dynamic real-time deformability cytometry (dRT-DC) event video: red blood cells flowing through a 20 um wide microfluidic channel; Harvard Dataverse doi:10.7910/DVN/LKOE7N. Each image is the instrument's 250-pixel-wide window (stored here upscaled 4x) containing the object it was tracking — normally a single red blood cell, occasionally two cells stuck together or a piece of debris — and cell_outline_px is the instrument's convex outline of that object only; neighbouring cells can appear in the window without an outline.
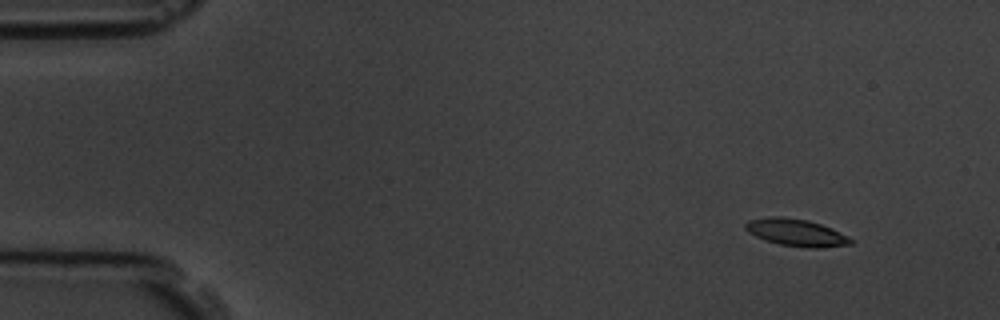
{"species": "common noctule bat (a hibernating species)", "species_latin": "Nyctalus noctula", "temperature_condition": "room temperature", "stored_images_in_passage": 9, "camera_frame_rate_fps": 3000, "um_per_image_px": 0.085, "animal": {"sex": "male", "body_mass_g": 19.5, "forearm_length_mm": 54.6}, "frame": {"image": 1, "passage_image": 1, "time_ms": 0.0, "image_size_px": [1000, 320], "cell_outline_px": [[852, 244], [816, 248], [812, 248], [780, 244], [756, 236], [748, 232], [744, 228], [744, 224], [748, 220], [768, 216], [780, 216], [808, 220], [832, 228], [848, 236], [852, 240]], "centroid_in_image_um": [67.66, 19.74], "position_along_channel_um": 17.3, "area_um2": 16.53}}
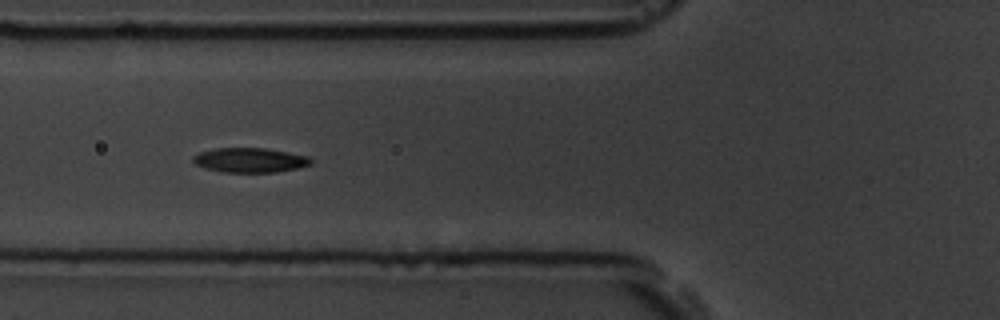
{"frame": {"image": 2, "passage_image": 6, "time_ms": 5.333, "image_size_px": [1000, 320], "cell_outline_px": [[312, 164], [296, 168], [276, 172], [224, 172], [204, 168], [196, 164], [192, 160], [192, 156], [200, 152], [216, 148], [264, 148], [288, 152], [308, 156], [312, 160]], "centroid_in_image_um": [21.23, 13.61], "position_along_channel_um": 104.6, "area_um2": 16.82}}
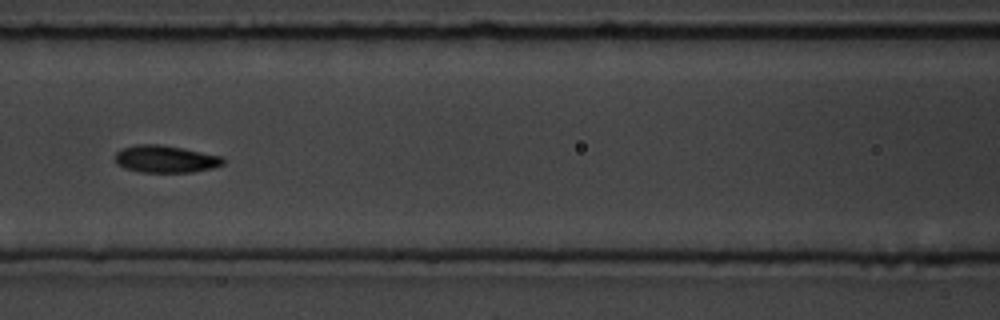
{"frame": {"image": 3, "passage_image": 7, "time_ms": 6.667, "image_size_px": [1000, 320], "cell_outline_px": [[224, 164], [212, 168], [192, 172], [140, 172], [124, 168], [116, 160], [116, 152], [124, 148], [136, 144], [160, 144], [184, 148], [224, 156]], "centroid_in_image_um": [14.12, 13.51], "position_along_channel_um": 152.5, "area_um2": 17.17}}